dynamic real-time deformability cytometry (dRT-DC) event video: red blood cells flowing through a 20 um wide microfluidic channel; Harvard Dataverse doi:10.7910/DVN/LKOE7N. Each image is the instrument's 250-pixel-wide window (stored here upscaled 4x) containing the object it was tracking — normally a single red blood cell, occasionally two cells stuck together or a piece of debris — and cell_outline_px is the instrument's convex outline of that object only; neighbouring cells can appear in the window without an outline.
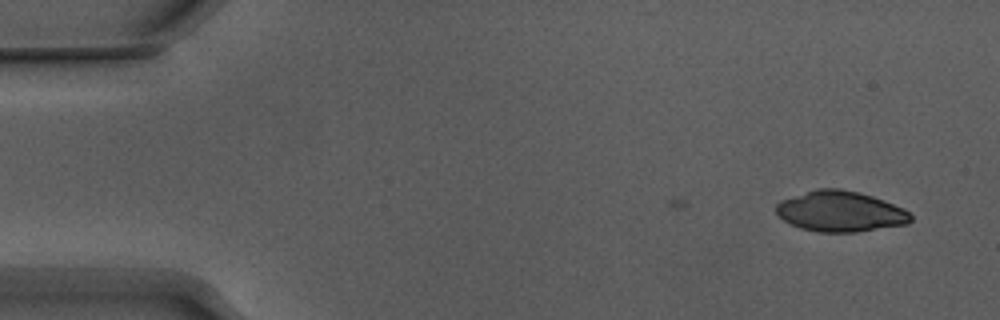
{"species": "Egyptian fruit bat (a non-hibernating species)", "species_latin": "Rousettus aegyptiacus", "temperature_condition": "warm", "stored_images_in_passage": 6, "camera_frame_rate_fps": 3000, "um_per_image_px": 0.085, "animal": {"sex": "male"}, "frame": {"image": 1, "passage_image": 1, "time_ms": 0.0, "image_size_px": [1000, 320], "cell_outline_px": [[912, 220], [908, 224], [856, 232], [820, 232], [800, 228], [784, 220], [776, 212], [776, 204], [780, 200], [816, 188], [840, 188], [860, 192], [884, 200], [904, 208], [912, 216]], "centroid_in_image_um": [71.44, 17.96], "position_along_channel_um": 13.6, "area_um2": 31.96}}